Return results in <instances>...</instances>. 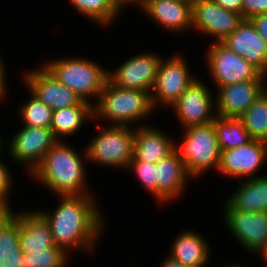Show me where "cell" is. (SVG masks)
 Wrapping results in <instances>:
<instances>
[{
  "instance_id": "cell-12",
  "label": "cell",
  "mask_w": 267,
  "mask_h": 267,
  "mask_svg": "<svg viewBox=\"0 0 267 267\" xmlns=\"http://www.w3.org/2000/svg\"><path fill=\"white\" fill-rule=\"evenodd\" d=\"M163 56L153 51L137 53L115 69H108V80L116 87L144 90L149 94L154 86Z\"/></svg>"
},
{
  "instance_id": "cell-35",
  "label": "cell",
  "mask_w": 267,
  "mask_h": 267,
  "mask_svg": "<svg viewBox=\"0 0 267 267\" xmlns=\"http://www.w3.org/2000/svg\"><path fill=\"white\" fill-rule=\"evenodd\" d=\"M250 20L257 33L267 42V13L256 15Z\"/></svg>"
},
{
  "instance_id": "cell-33",
  "label": "cell",
  "mask_w": 267,
  "mask_h": 267,
  "mask_svg": "<svg viewBox=\"0 0 267 267\" xmlns=\"http://www.w3.org/2000/svg\"><path fill=\"white\" fill-rule=\"evenodd\" d=\"M263 13H267V0H243V19H251L256 15H260Z\"/></svg>"
},
{
  "instance_id": "cell-21",
  "label": "cell",
  "mask_w": 267,
  "mask_h": 267,
  "mask_svg": "<svg viewBox=\"0 0 267 267\" xmlns=\"http://www.w3.org/2000/svg\"><path fill=\"white\" fill-rule=\"evenodd\" d=\"M147 124L134 128V148L131 161L156 164L174 152L175 140L159 126Z\"/></svg>"
},
{
  "instance_id": "cell-13",
  "label": "cell",
  "mask_w": 267,
  "mask_h": 267,
  "mask_svg": "<svg viewBox=\"0 0 267 267\" xmlns=\"http://www.w3.org/2000/svg\"><path fill=\"white\" fill-rule=\"evenodd\" d=\"M39 66L22 72L21 79H23V85L53 111L73 106H93L65 87L42 65L39 64Z\"/></svg>"
},
{
  "instance_id": "cell-6",
  "label": "cell",
  "mask_w": 267,
  "mask_h": 267,
  "mask_svg": "<svg viewBox=\"0 0 267 267\" xmlns=\"http://www.w3.org/2000/svg\"><path fill=\"white\" fill-rule=\"evenodd\" d=\"M98 125V126H97ZM101 125L96 123L98 131L90 138L85 149L88 163L113 169L127 170L133 159L134 127Z\"/></svg>"
},
{
  "instance_id": "cell-24",
  "label": "cell",
  "mask_w": 267,
  "mask_h": 267,
  "mask_svg": "<svg viewBox=\"0 0 267 267\" xmlns=\"http://www.w3.org/2000/svg\"><path fill=\"white\" fill-rule=\"evenodd\" d=\"M19 232L20 220L10 210H0V267H25Z\"/></svg>"
},
{
  "instance_id": "cell-23",
  "label": "cell",
  "mask_w": 267,
  "mask_h": 267,
  "mask_svg": "<svg viewBox=\"0 0 267 267\" xmlns=\"http://www.w3.org/2000/svg\"><path fill=\"white\" fill-rule=\"evenodd\" d=\"M239 183L225 201L235 210L267 212V173Z\"/></svg>"
},
{
  "instance_id": "cell-17",
  "label": "cell",
  "mask_w": 267,
  "mask_h": 267,
  "mask_svg": "<svg viewBox=\"0 0 267 267\" xmlns=\"http://www.w3.org/2000/svg\"><path fill=\"white\" fill-rule=\"evenodd\" d=\"M267 90V81H246L217 88L216 114L239 118Z\"/></svg>"
},
{
  "instance_id": "cell-2",
  "label": "cell",
  "mask_w": 267,
  "mask_h": 267,
  "mask_svg": "<svg viewBox=\"0 0 267 267\" xmlns=\"http://www.w3.org/2000/svg\"><path fill=\"white\" fill-rule=\"evenodd\" d=\"M76 150L68 141L58 140L29 177L55 196L95 194L87 183L86 149Z\"/></svg>"
},
{
  "instance_id": "cell-32",
  "label": "cell",
  "mask_w": 267,
  "mask_h": 267,
  "mask_svg": "<svg viewBox=\"0 0 267 267\" xmlns=\"http://www.w3.org/2000/svg\"><path fill=\"white\" fill-rule=\"evenodd\" d=\"M4 155H0V210H11L13 207V204L10 205L11 202V191L14 189V180L12 178V172L10 166H7V164L2 161ZM13 188V189H12Z\"/></svg>"
},
{
  "instance_id": "cell-34",
  "label": "cell",
  "mask_w": 267,
  "mask_h": 267,
  "mask_svg": "<svg viewBox=\"0 0 267 267\" xmlns=\"http://www.w3.org/2000/svg\"><path fill=\"white\" fill-rule=\"evenodd\" d=\"M5 58H3V56L1 57V52H0V103L3 104L4 101L5 103H7V95L10 92L8 90V86L6 81L8 82L7 78V74L5 73L7 70L5 69L6 67V63H4L5 61H3ZM6 99V100H5ZM3 101V103H2Z\"/></svg>"
},
{
  "instance_id": "cell-1",
  "label": "cell",
  "mask_w": 267,
  "mask_h": 267,
  "mask_svg": "<svg viewBox=\"0 0 267 267\" xmlns=\"http://www.w3.org/2000/svg\"><path fill=\"white\" fill-rule=\"evenodd\" d=\"M95 196L59 195V203L51 211L36 209L47 220L56 246L69 255L76 249L93 254L106 230V215Z\"/></svg>"
},
{
  "instance_id": "cell-41",
  "label": "cell",
  "mask_w": 267,
  "mask_h": 267,
  "mask_svg": "<svg viewBox=\"0 0 267 267\" xmlns=\"http://www.w3.org/2000/svg\"><path fill=\"white\" fill-rule=\"evenodd\" d=\"M180 1H183V2H186L188 4H190L191 6L194 5L198 0H180Z\"/></svg>"
},
{
  "instance_id": "cell-42",
  "label": "cell",
  "mask_w": 267,
  "mask_h": 267,
  "mask_svg": "<svg viewBox=\"0 0 267 267\" xmlns=\"http://www.w3.org/2000/svg\"><path fill=\"white\" fill-rule=\"evenodd\" d=\"M224 267H245V266H243V264H242V266L240 265V264H235V263H233V264H230V265H225Z\"/></svg>"
},
{
  "instance_id": "cell-3",
  "label": "cell",
  "mask_w": 267,
  "mask_h": 267,
  "mask_svg": "<svg viewBox=\"0 0 267 267\" xmlns=\"http://www.w3.org/2000/svg\"><path fill=\"white\" fill-rule=\"evenodd\" d=\"M93 112L94 123L137 128L145 126L142 121L150 118L155 110L147 91L116 87L107 80Z\"/></svg>"
},
{
  "instance_id": "cell-38",
  "label": "cell",
  "mask_w": 267,
  "mask_h": 267,
  "mask_svg": "<svg viewBox=\"0 0 267 267\" xmlns=\"http://www.w3.org/2000/svg\"><path fill=\"white\" fill-rule=\"evenodd\" d=\"M119 6L124 10L128 8V6H136L138 7L144 0H115ZM126 7V8H125Z\"/></svg>"
},
{
  "instance_id": "cell-5",
  "label": "cell",
  "mask_w": 267,
  "mask_h": 267,
  "mask_svg": "<svg viewBox=\"0 0 267 267\" xmlns=\"http://www.w3.org/2000/svg\"><path fill=\"white\" fill-rule=\"evenodd\" d=\"M180 141L175 140L174 151L193 180L203 177L212 169L218 171L221 150L213 122L184 128Z\"/></svg>"
},
{
  "instance_id": "cell-39",
  "label": "cell",
  "mask_w": 267,
  "mask_h": 267,
  "mask_svg": "<svg viewBox=\"0 0 267 267\" xmlns=\"http://www.w3.org/2000/svg\"><path fill=\"white\" fill-rule=\"evenodd\" d=\"M258 257L260 258L258 260H261L263 267H267V245L256 258Z\"/></svg>"
},
{
  "instance_id": "cell-43",
  "label": "cell",
  "mask_w": 267,
  "mask_h": 267,
  "mask_svg": "<svg viewBox=\"0 0 267 267\" xmlns=\"http://www.w3.org/2000/svg\"><path fill=\"white\" fill-rule=\"evenodd\" d=\"M264 144H265V150H266V156H267V138L264 140Z\"/></svg>"
},
{
  "instance_id": "cell-11",
  "label": "cell",
  "mask_w": 267,
  "mask_h": 267,
  "mask_svg": "<svg viewBox=\"0 0 267 267\" xmlns=\"http://www.w3.org/2000/svg\"><path fill=\"white\" fill-rule=\"evenodd\" d=\"M211 91L208 84L198 77L172 104L170 108L181 129L214 121L217 117L215 95H213L215 93Z\"/></svg>"
},
{
  "instance_id": "cell-40",
  "label": "cell",
  "mask_w": 267,
  "mask_h": 267,
  "mask_svg": "<svg viewBox=\"0 0 267 267\" xmlns=\"http://www.w3.org/2000/svg\"><path fill=\"white\" fill-rule=\"evenodd\" d=\"M1 135L2 133L0 134V155H3L4 154L3 152H5L6 150V144H4L5 143L4 140L6 139H4Z\"/></svg>"
},
{
  "instance_id": "cell-19",
  "label": "cell",
  "mask_w": 267,
  "mask_h": 267,
  "mask_svg": "<svg viewBox=\"0 0 267 267\" xmlns=\"http://www.w3.org/2000/svg\"><path fill=\"white\" fill-rule=\"evenodd\" d=\"M191 178L184 162L175 151L168 157L158 161L155 164L157 204L166 206V204L175 202V200L178 201L184 195L183 193L189 184L188 180Z\"/></svg>"
},
{
  "instance_id": "cell-18",
  "label": "cell",
  "mask_w": 267,
  "mask_h": 267,
  "mask_svg": "<svg viewBox=\"0 0 267 267\" xmlns=\"http://www.w3.org/2000/svg\"><path fill=\"white\" fill-rule=\"evenodd\" d=\"M221 43L267 76V42L257 33L250 19H243Z\"/></svg>"
},
{
  "instance_id": "cell-20",
  "label": "cell",
  "mask_w": 267,
  "mask_h": 267,
  "mask_svg": "<svg viewBox=\"0 0 267 267\" xmlns=\"http://www.w3.org/2000/svg\"><path fill=\"white\" fill-rule=\"evenodd\" d=\"M15 210L12 208L10 211L20 220L19 242L23 254L45 252L56 246L47 220L36 208Z\"/></svg>"
},
{
  "instance_id": "cell-8",
  "label": "cell",
  "mask_w": 267,
  "mask_h": 267,
  "mask_svg": "<svg viewBox=\"0 0 267 267\" xmlns=\"http://www.w3.org/2000/svg\"><path fill=\"white\" fill-rule=\"evenodd\" d=\"M184 54L174 53L173 56L160 61L157 77L150 93L155 111L165 107L169 109L179 96L198 77L190 71L188 60Z\"/></svg>"
},
{
  "instance_id": "cell-4",
  "label": "cell",
  "mask_w": 267,
  "mask_h": 267,
  "mask_svg": "<svg viewBox=\"0 0 267 267\" xmlns=\"http://www.w3.org/2000/svg\"><path fill=\"white\" fill-rule=\"evenodd\" d=\"M41 65L65 87L93 106L108 80V69L88 57H58L45 60Z\"/></svg>"
},
{
  "instance_id": "cell-36",
  "label": "cell",
  "mask_w": 267,
  "mask_h": 267,
  "mask_svg": "<svg viewBox=\"0 0 267 267\" xmlns=\"http://www.w3.org/2000/svg\"><path fill=\"white\" fill-rule=\"evenodd\" d=\"M220 7L240 13L242 16L243 0H214Z\"/></svg>"
},
{
  "instance_id": "cell-29",
  "label": "cell",
  "mask_w": 267,
  "mask_h": 267,
  "mask_svg": "<svg viewBox=\"0 0 267 267\" xmlns=\"http://www.w3.org/2000/svg\"><path fill=\"white\" fill-rule=\"evenodd\" d=\"M26 90L30 97L25 102H21L20 107H17L18 118L23 122L21 125L50 128L53 109L34 96L27 88Z\"/></svg>"
},
{
  "instance_id": "cell-16",
  "label": "cell",
  "mask_w": 267,
  "mask_h": 267,
  "mask_svg": "<svg viewBox=\"0 0 267 267\" xmlns=\"http://www.w3.org/2000/svg\"><path fill=\"white\" fill-rule=\"evenodd\" d=\"M137 8L175 36L192 30V6L180 0H144ZM178 33V34H177Z\"/></svg>"
},
{
  "instance_id": "cell-26",
  "label": "cell",
  "mask_w": 267,
  "mask_h": 267,
  "mask_svg": "<svg viewBox=\"0 0 267 267\" xmlns=\"http://www.w3.org/2000/svg\"><path fill=\"white\" fill-rule=\"evenodd\" d=\"M79 15L97 23L102 27H107L116 22L122 14L123 9L115 0H67Z\"/></svg>"
},
{
  "instance_id": "cell-9",
  "label": "cell",
  "mask_w": 267,
  "mask_h": 267,
  "mask_svg": "<svg viewBox=\"0 0 267 267\" xmlns=\"http://www.w3.org/2000/svg\"><path fill=\"white\" fill-rule=\"evenodd\" d=\"M20 128L8 142L5 141L8 144L5 153L9 154L8 157L14 165L26 166V171L31 174L58 140L51 128L24 125Z\"/></svg>"
},
{
  "instance_id": "cell-7",
  "label": "cell",
  "mask_w": 267,
  "mask_h": 267,
  "mask_svg": "<svg viewBox=\"0 0 267 267\" xmlns=\"http://www.w3.org/2000/svg\"><path fill=\"white\" fill-rule=\"evenodd\" d=\"M211 42L205 50V63L209 78L216 89L246 81H267L266 75L234 51L229 50L221 42Z\"/></svg>"
},
{
  "instance_id": "cell-31",
  "label": "cell",
  "mask_w": 267,
  "mask_h": 267,
  "mask_svg": "<svg viewBox=\"0 0 267 267\" xmlns=\"http://www.w3.org/2000/svg\"><path fill=\"white\" fill-rule=\"evenodd\" d=\"M128 170L132 171L140 185L154 197L157 202V182L155 179V164L145 161H130Z\"/></svg>"
},
{
  "instance_id": "cell-22",
  "label": "cell",
  "mask_w": 267,
  "mask_h": 267,
  "mask_svg": "<svg viewBox=\"0 0 267 267\" xmlns=\"http://www.w3.org/2000/svg\"><path fill=\"white\" fill-rule=\"evenodd\" d=\"M204 238L195 230H183L173 238L167 255L186 267H209L211 246Z\"/></svg>"
},
{
  "instance_id": "cell-27",
  "label": "cell",
  "mask_w": 267,
  "mask_h": 267,
  "mask_svg": "<svg viewBox=\"0 0 267 267\" xmlns=\"http://www.w3.org/2000/svg\"><path fill=\"white\" fill-rule=\"evenodd\" d=\"M213 124L221 151L246 145L252 140L240 118L217 116Z\"/></svg>"
},
{
  "instance_id": "cell-15",
  "label": "cell",
  "mask_w": 267,
  "mask_h": 267,
  "mask_svg": "<svg viewBox=\"0 0 267 267\" xmlns=\"http://www.w3.org/2000/svg\"><path fill=\"white\" fill-rule=\"evenodd\" d=\"M243 20L240 13L220 7L214 0H198L192 5V30L221 42Z\"/></svg>"
},
{
  "instance_id": "cell-25",
  "label": "cell",
  "mask_w": 267,
  "mask_h": 267,
  "mask_svg": "<svg viewBox=\"0 0 267 267\" xmlns=\"http://www.w3.org/2000/svg\"><path fill=\"white\" fill-rule=\"evenodd\" d=\"M93 120V106L61 108L53 111L50 128L57 140L66 141V138L77 135L84 124Z\"/></svg>"
},
{
  "instance_id": "cell-37",
  "label": "cell",
  "mask_w": 267,
  "mask_h": 267,
  "mask_svg": "<svg viewBox=\"0 0 267 267\" xmlns=\"http://www.w3.org/2000/svg\"><path fill=\"white\" fill-rule=\"evenodd\" d=\"M160 263V267H186L179 261L172 259L170 256H166Z\"/></svg>"
},
{
  "instance_id": "cell-14",
  "label": "cell",
  "mask_w": 267,
  "mask_h": 267,
  "mask_svg": "<svg viewBox=\"0 0 267 267\" xmlns=\"http://www.w3.org/2000/svg\"><path fill=\"white\" fill-rule=\"evenodd\" d=\"M267 162L264 141L252 139L246 145L221 151L217 173L238 181L265 175L258 174ZM257 174V175H256Z\"/></svg>"
},
{
  "instance_id": "cell-30",
  "label": "cell",
  "mask_w": 267,
  "mask_h": 267,
  "mask_svg": "<svg viewBox=\"0 0 267 267\" xmlns=\"http://www.w3.org/2000/svg\"><path fill=\"white\" fill-rule=\"evenodd\" d=\"M69 254L62 248L54 246L45 252L24 254L25 267H68Z\"/></svg>"
},
{
  "instance_id": "cell-10",
  "label": "cell",
  "mask_w": 267,
  "mask_h": 267,
  "mask_svg": "<svg viewBox=\"0 0 267 267\" xmlns=\"http://www.w3.org/2000/svg\"><path fill=\"white\" fill-rule=\"evenodd\" d=\"M223 206L226 230L246 252L257 257L267 245V212L235 210L225 200Z\"/></svg>"
},
{
  "instance_id": "cell-28",
  "label": "cell",
  "mask_w": 267,
  "mask_h": 267,
  "mask_svg": "<svg viewBox=\"0 0 267 267\" xmlns=\"http://www.w3.org/2000/svg\"><path fill=\"white\" fill-rule=\"evenodd\" d=\"M251 139L267 138V90L239 117Z\"/></svg>"
}]
</instances>
